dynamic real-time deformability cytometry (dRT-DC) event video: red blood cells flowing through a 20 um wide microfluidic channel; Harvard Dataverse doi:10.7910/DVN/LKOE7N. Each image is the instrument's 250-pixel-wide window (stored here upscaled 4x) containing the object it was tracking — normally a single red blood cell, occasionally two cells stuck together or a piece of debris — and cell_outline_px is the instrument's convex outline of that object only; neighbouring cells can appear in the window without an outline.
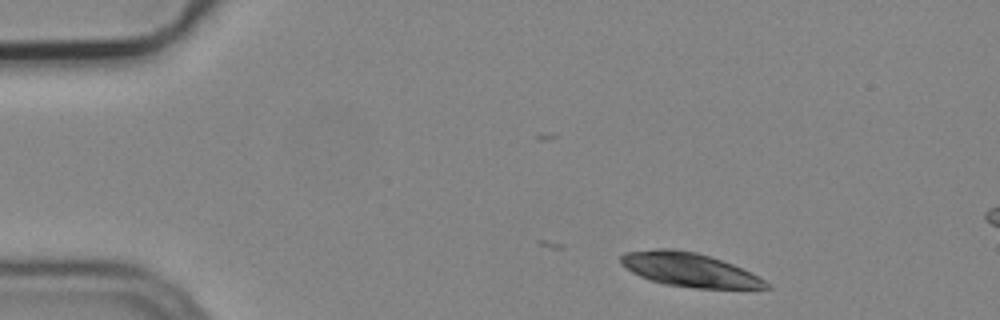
{"species": "common noctule bat (a hibernating species)", "species_latin": "Nyctalus noctula", "temperature_condition": "cold", "stored_images_in_passage": 5, "segment_of_instrument_passage": [1, 2], "camera_frame_rate_fps": 3000, "um_per_image_px": 0.085, "animal": {"sex": "male", "body_mass_g": 19.2, "forearm_length_mm": 51.8}, "frame": {"image": 1, "passage_image": 2, "time_ms": 0.333, "image_size_px": [1000, 320], "cell_outline_px": [[772, 288], [692, 288], [664, 284], [648, 280], [632, 272], [620, 264], [620, 256], [624, 252], [656, 248], [672, 248], [696, 252], [732, 264], [764, 280]], "centroid_in_image_um": [58.5, 22.92], "position_along_channel_um": 26.5, "area_um2": 28.5}}